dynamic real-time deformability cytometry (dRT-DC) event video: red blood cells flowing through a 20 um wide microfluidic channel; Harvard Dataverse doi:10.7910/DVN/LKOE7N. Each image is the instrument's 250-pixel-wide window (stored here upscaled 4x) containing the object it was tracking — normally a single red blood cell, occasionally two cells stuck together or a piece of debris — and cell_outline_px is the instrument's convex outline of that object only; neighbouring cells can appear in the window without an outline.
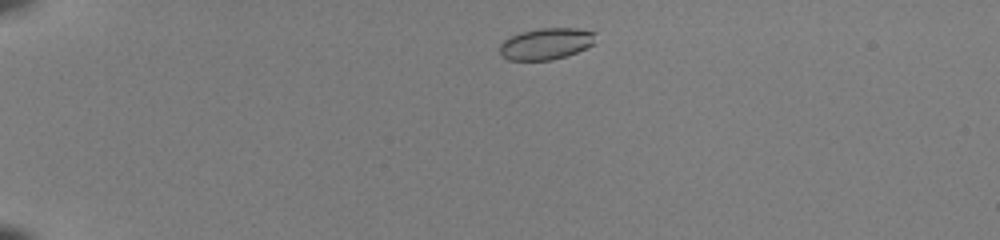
{"species": "common noctule bat (a hibernating species)", "species_latin": "Nyctalus noctula", "temperature_condition": "room temperature", "stored_images_in_passage": 43, "camera_frame_rate_fps": 3000, "um_per_image_px": 0.085, "animal": {"sex": "female", "body_mass_g": 22.0, "forearm_length_mm": 56.7}, "frame": {"image": 1, "passage_image": 3, "time_ms": 0.667, "image_size_px": [1000, 240], "cell_outline_px": [[596, 32], [592, 44], [576, 52], [552, 60], [508, 60], [500, 52], [500, 44], [508, 36], [520, 32], [540, 28], [576, 28]], "centroid_in_image_um": [46.38, 3.71], "position_along_channel_um": 38.6, "area_um2": 17.46}}
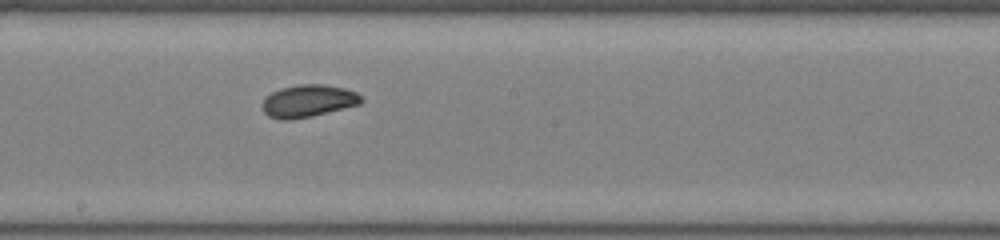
{"frame": {"image": 2, "passage_image": 22, "time_ms": 7.0, "image_size_px": [1000, 240], "cell_outline_px": [[364, 100], [360, 104], [312, 116], [288, 120], [280, 120], [268, 116], [264, 112], [260, 104], [272, 92], [280, 88], [300, 84], [324, 84], [344, 88], [356, 92]], "centroid_in_image_um": [26.18, 8.58], "position_along_channel_um": 222.0, "area_um2": 18.67}}
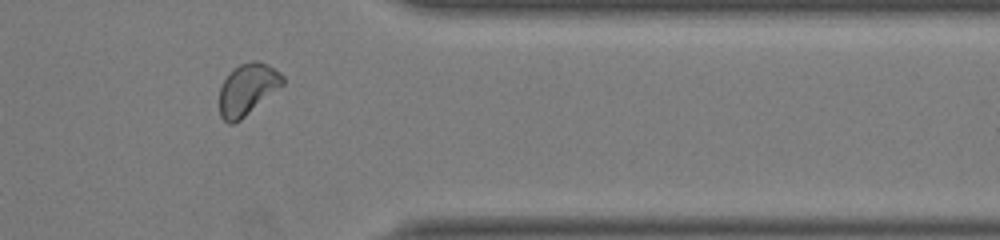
{"frame": {"image": 3, "passage_image": 35, "time_ms": 11.333, "image_size_px": [1000, 240], "cell_outline_px": [[284, 84], [240, 120], [232, 124], [228, 124], [220, 116], [220, 88], [224, 80], [240, 64], [252, 60], [256, 60], [268, 64], [280, 72], [284, 76]], "centroid_in_image_um": [21.05, 7.59], "position_along_channel_um": 390.3, "area_um2": 18.73}, "authors_computed_cell_mechanics": {"area_um2": 18.496, "velocity_mm_per_s": 3.9845, "shape_relaxation_time_tau1_ms": 5.0424, "shape_relaxation_time_tau2_ms": 1.9754, "deformation_change_tau1": 0.1022, "deformation_change_tau2": 0.0534}}